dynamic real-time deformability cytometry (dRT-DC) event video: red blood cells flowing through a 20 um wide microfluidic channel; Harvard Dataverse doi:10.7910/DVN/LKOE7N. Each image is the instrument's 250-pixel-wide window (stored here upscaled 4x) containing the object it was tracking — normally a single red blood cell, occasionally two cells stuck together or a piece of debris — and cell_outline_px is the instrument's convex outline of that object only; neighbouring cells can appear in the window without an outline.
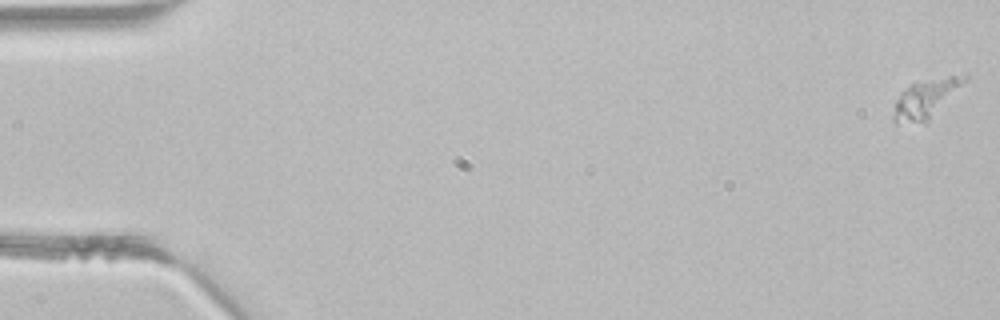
{"species": "common noctule bat (a hibernating species)", "species_latin": "Nyctalus noctula", "temperature_condition": "room temperature", "stored_images_in_passage": 6, "camera_frame_rate_fps": 3000, "um_per_image_px": 0.085, "animal": {"sex": "male", "body_mass_g": 21.5, "forearm_length_mm": 52.0}, "frame": {"image": 1, "passage_image": 1, "time_ms": 0.0, "image_size_px": [1000, 320], "cell_outline_px": [[968, 76], [928, 120], [924, 124], [896, 124], [892, 120], [892, 116], [896, 100], [900, 92], [912, 84], [968, 72]], "centroid_in_image_um": [78.59, 8.43], "position_along_channel_um": 6.4, "area_um2": 15.37}}
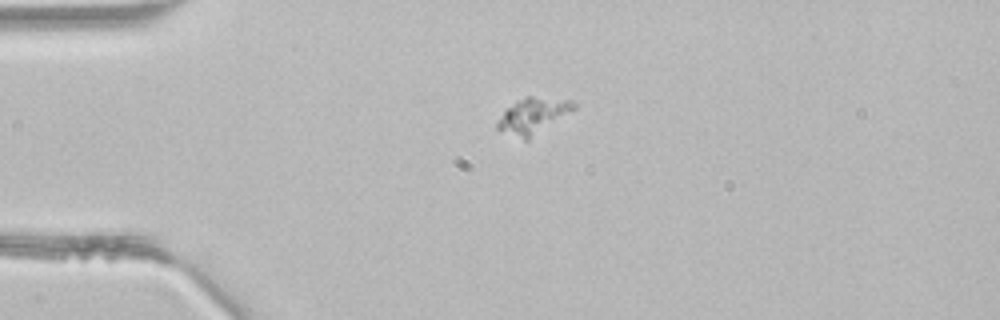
{"frame": {"image": 2, "passage_image": 4, "time_ms": 1.0, "image_size_px": [1000, 320], "cell_outline_px": [[576, 108], [528, 140], [524, 140], [496, 128], [496, 124], [504, 112], [508, 108], [520, 100], [528, 96], [532, 96], [572, 100], [576, 104]], "centroid_in_image_um": [45.34, 9.84], "position_along_channel_um": 39.7, "area_um2": 15.43}}